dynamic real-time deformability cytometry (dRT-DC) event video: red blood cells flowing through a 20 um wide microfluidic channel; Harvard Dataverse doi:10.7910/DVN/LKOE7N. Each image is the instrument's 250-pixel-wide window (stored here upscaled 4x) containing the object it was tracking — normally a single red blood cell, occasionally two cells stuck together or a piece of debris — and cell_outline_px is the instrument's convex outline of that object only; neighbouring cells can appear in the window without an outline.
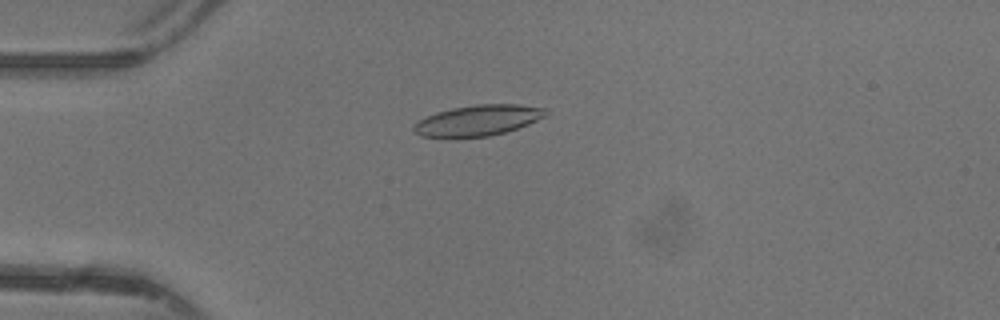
{"species": "common noctule bat (a hibernating species)", "species_latin": "Nyctalus noctula", "temperature_condition": "warm", "stored_images_in_passage": 48, "camera_frame_rate_fps": 3000, "um_per_image_px": 0.085, "animal": {"sex": "female"}, "frame": {"image": 1, "passage_image": 13, "time_ms": 4.0, "image_size_px": [1000, 320], "cell_outline_px": [[548, 116], [528, 124], [504, 132], [488, 136], [456, 140], [420, 136], [412, 128], [412, 124], [436, 112], [452, 108], [476, 104], [520, 104], [548, 108]], "centroid_in_image_um": [40.61, 10.26], "position_along_channel_um": 44.4, "area_um2": 24.39}}
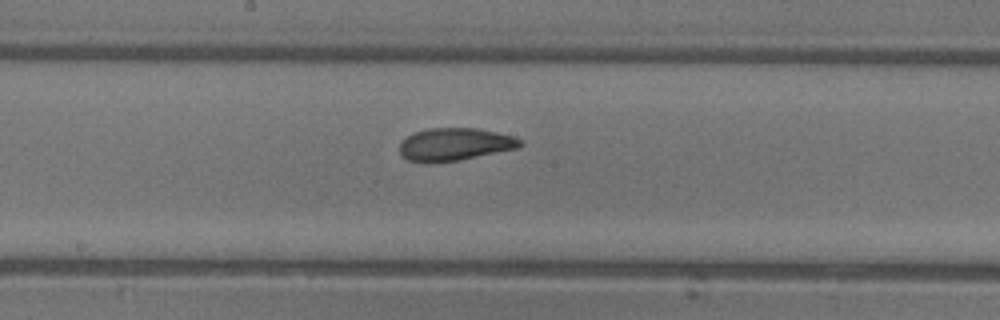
{"frame": {"image": 2, "passage_image": 26, "time_ms": 8.333, "image_size_px": [1000, 320], "cell_outline_px": [[524, 144], [520, 148], [460, 160], [428, 164], [424, 164], [408, 160], [400, 152], [400, 144], [412, 132], [428, 128], [476, 128], [496, 132], [512, 136], [524, 140]], "centroid_in_image_um": [38.68, 12.28], "position_along_channel_um": 209.5, "area_um2": 23.29}}
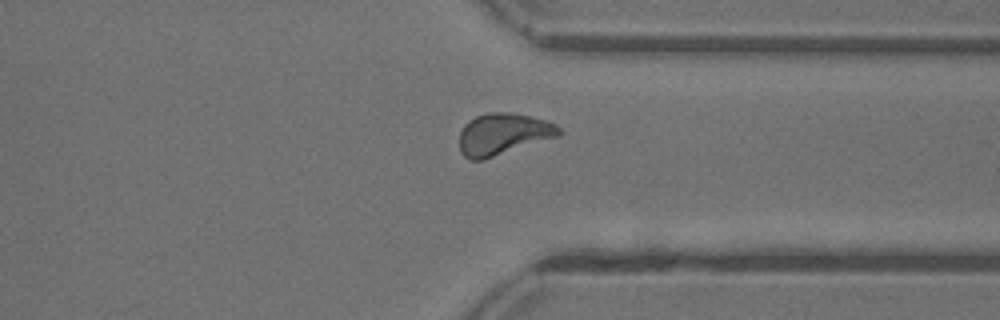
{"frame": {"image": 3, "passage_image": 37, "time_ms": 12.0, "image_size_px": [1000, 320], "cell_outline_px": [[560, 136], [484, 160], [468, 160], [460, 152], [460, 132], [464, 124], [468, 120], [476, 116], [488, 112], [512, 112], [548, 120], [556, 124], [560, 128]], "centroid_in_image_um": [42.77, 11.4], "position_along_channel_um": 368.6, "area_um2": 24.57}, "authors_computed_cell_mechanics": {"area_um2": 23.3223, "velocity_mm_per_s": 4.3586, "shape_relaxation_time_tau1_ms": 3.9694, "shape_relaxation_time_tau2_ms": 1.3093, "deformation_change_tau1": 0.1421, "deformation_change_tau2": 0.0704}}